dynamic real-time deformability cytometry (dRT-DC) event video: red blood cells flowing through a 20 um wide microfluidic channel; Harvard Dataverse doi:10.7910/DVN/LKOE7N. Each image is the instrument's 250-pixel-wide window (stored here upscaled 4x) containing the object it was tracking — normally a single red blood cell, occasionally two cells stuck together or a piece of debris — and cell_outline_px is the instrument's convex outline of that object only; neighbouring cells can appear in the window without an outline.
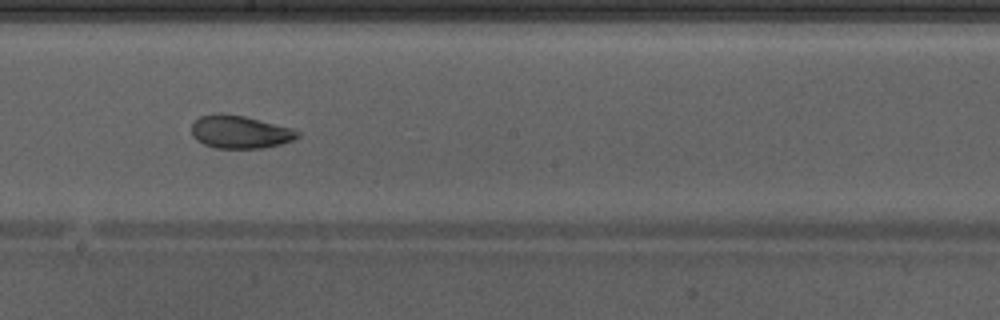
{"species": "Egyptian fruit bat (a non-hibernating species)", "species_latin": "Rousettus aegyptiacus", "temperature_condition": "warm", "stored_images_in_passage": 32, "camera_frame_rate_fps": 3000, "um_per_image_px": 0.085, "animal": {"sex": "male"}, "frame": {"image": 1, "passage_image": 14, "time_ms": 4.333, "image_size_px": [1000, 320], "cell_outline_px": [[300, 136], [292, 140], [280, 144], [264, 148], [216, 148], [204, 144], [196, 140], [192, 136], [192, 124], [200, 116], [220, 112], [244, 116], [292, 128], [300, 132]], "centroid_in_image_um": [20.38, 11.21], "position_along_channel_um": 227.8, "area_um2": 20.35}, "authors_computed_cell_mechanics": {"area_um2": 20.8947, "velocity_mm_per_s": 4.2628, "shape_relaxation_time_tau1_ms": 3.4567, "shape_relaxation_time_tau2_ms": 1.3585, "deformation_change_tau1": 0.1349, "deformation_change_tau2": 0.0602}}